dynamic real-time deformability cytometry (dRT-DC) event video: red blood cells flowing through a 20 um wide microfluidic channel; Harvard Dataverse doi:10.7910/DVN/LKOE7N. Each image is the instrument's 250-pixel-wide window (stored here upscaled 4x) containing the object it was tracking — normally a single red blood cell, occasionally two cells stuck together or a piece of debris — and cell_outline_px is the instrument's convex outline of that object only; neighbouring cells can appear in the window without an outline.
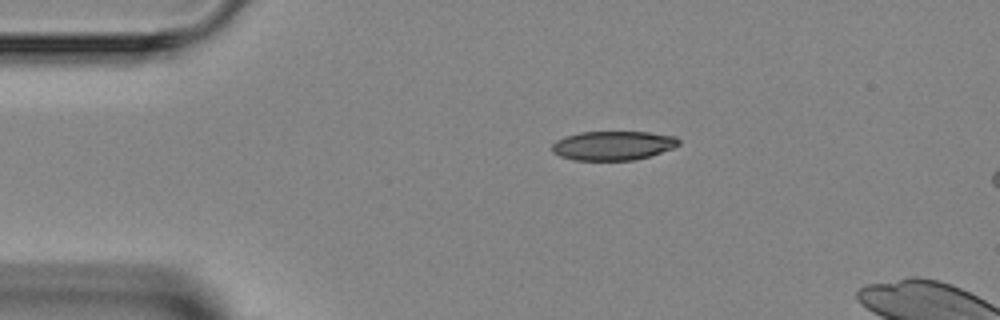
{"species": "Egyptian fruit bat (a non-hibernating species)", "species_latin": "Rousettus aegyptiacus", "temperature_condition": "room temperature", "stored_images_in_passage": 4, "camera_frame_rate_fps": 3000, "um_per_image_px": 0.085, "animal": {"sex": "female"}, "frame": {"image": 1, "passage_image": 2, "time_ms": 1.0, "image_size_px": [1000, 320], "cell_outline_px": [[680, 144], [672, 148], [636, 160], [572, 160], [560, 156], [552, 152], [552, 144], [556, 140], [564, 136], [580, 132], [648, 132], [676, 136], [680, 140]], "centroid_in_image_um": [52.08, 12.37], "position_along_channel_um": 32.9, "area_um2": 21.56}}